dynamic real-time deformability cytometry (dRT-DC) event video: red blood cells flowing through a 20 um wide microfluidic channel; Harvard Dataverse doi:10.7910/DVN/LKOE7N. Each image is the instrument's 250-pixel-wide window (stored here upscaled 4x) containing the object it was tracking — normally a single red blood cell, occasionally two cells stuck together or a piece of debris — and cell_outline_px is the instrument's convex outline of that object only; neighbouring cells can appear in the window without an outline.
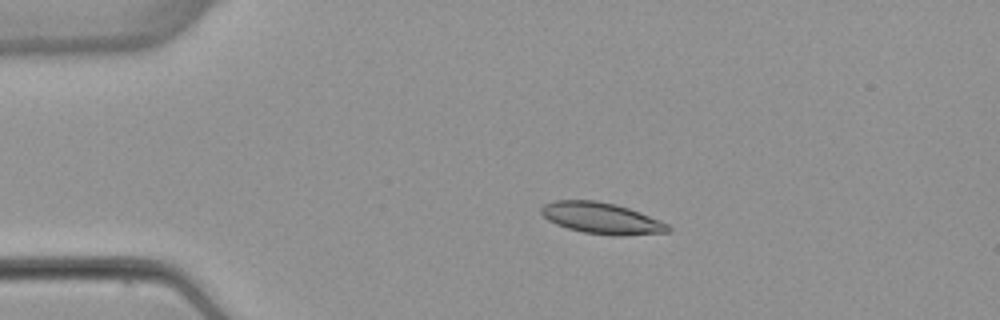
{"species": "common noctule bat (a hibernating species)", "species_latin": "Nyctalus noctula", "temperature_condition": "warm", "stored_images_in_passage": 3, "camera_frame_rate_fps": 3000, "um_per_image_px": 0.085, "animal": {"sex": "female", "body_mass_g": 22.7, "forearm_length_mm": 54.2}, "frame": {"image": 1, "passage_image": 2, "time_ms": 1.333, "image_size_px": [1000, 320], "cell_outline_px": [[672, 228], [668, 232], [620, 236], [612, 236], [584, 232], [568, 228], [556, 224], [548, 220], [540, 212], [540, 208], [544, 204], [552, 200], [596, 200], [616, 204], [640, 212], [660, 220], [668, 224]], "centroid_in_image_um": [51.13, 18.54], "position_along_channel_um": 33.9, "area_um2": 23.24}}